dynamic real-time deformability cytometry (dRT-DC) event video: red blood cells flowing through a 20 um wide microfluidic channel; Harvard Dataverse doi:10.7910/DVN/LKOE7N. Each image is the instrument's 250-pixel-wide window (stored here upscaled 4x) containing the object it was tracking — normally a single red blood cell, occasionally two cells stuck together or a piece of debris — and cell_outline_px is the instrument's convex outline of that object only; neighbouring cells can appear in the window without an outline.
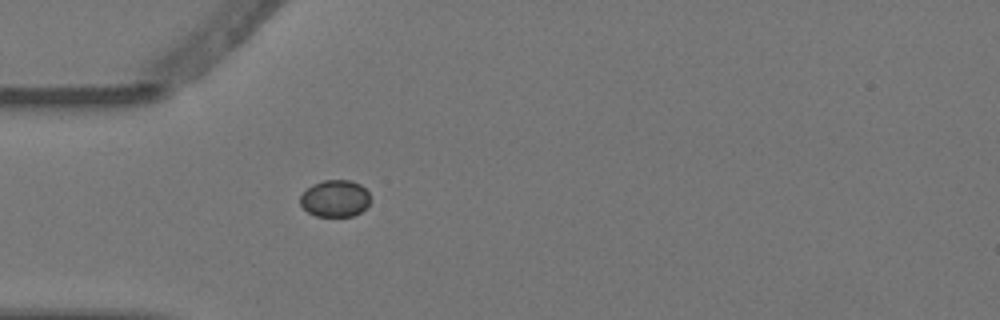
{"species": "Egyptian fruit bat (a non-hibernating species)", "species_latin": "Rousettus aegyptiacus", "temperature_condition": "warm", "stored_images_in_passage": 2, "camera_frame_rate_fps": 3000, "um_per_image_px": 0.085, "animal": {"sex": "female"}, "frame": {"image": 1, "passage_image": 2, "time_ms": 0.333, "image_size_px": [1000, 320], "cell_outline_px": [[368, 204], [360, 212], [352, 216], [316, 216], [308, 212], [300, 204], [300, 196], [312, 184], [324, 180], [352, 180], [360, 184], [368, 192]], "centroid_in_image_um": [28.46, 16.86], "position_along_channel_um": 56.5, "area_um2": 14.91}}